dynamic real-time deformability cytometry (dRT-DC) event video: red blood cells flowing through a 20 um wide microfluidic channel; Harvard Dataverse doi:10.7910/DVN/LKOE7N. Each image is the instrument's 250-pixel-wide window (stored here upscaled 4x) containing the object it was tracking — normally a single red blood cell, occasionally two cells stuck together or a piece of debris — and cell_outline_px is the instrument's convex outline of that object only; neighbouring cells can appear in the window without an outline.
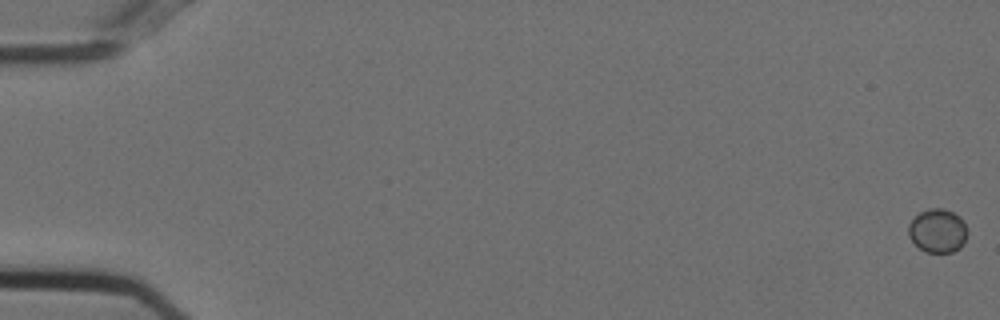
{"species": "Egyptian fruit bat (a non-hibernating species)", "species_latin": "Rousettus aegyptiacus", "temperature_condition": "cold", "stored_images_in_passage": 56, "camera_frame_rate_fps": 3000, "um_per_image_px": 0.085, "animal": {"sex": "female"}, "frame": {"image": 1, "passage_image": 1, "time_ms": 0.0, "image_size_px": [1000, 320], "cell_outline_px": [[968, 232], [964, 244], [960, 248], [952, 252], [924, 252], [908, 236], [908, 224], [920, 212], [928, 208], [944, 208], [960, 216]], "centroid_in_image_um": [79.71, 19.61], "position_along_channel_um": 5.3, "area_um2": 15.09}}
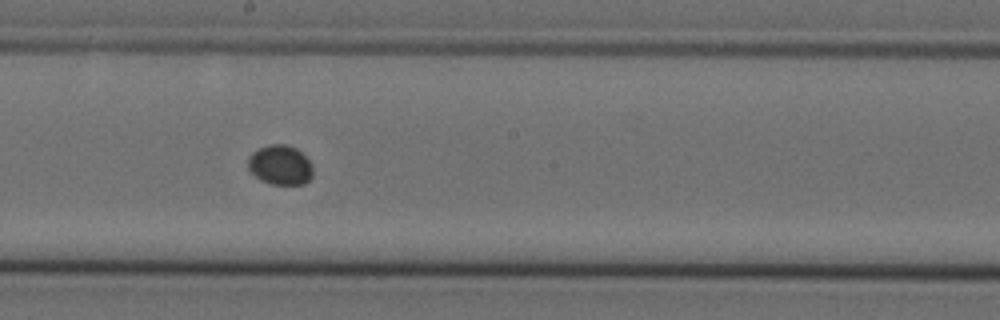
{"frame": {"image": 2, "passage_image": 32, "time_ms": 10.333, "image_size_px": [1000, 320], "cell_outline_px": [[312, 176], [304, 184], [272, 184], [260, 180], [248, 168], [248, 156], [252, 152], [268, 144], [284, 144], [296, 148], [312, 164]], "centroid_in_image_um": [23.81, 14.02], "position_along_channel_um": 224.4, "area_um2": 14.91}}
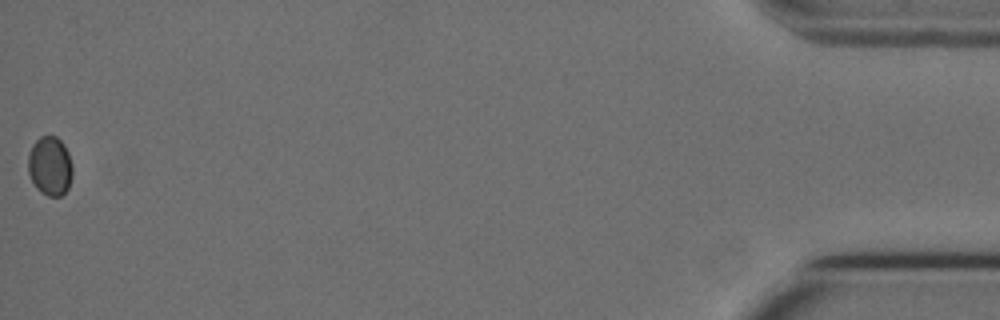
{"frame": {"image": 3, "passage_image": 56, "time_ms": 18.333, "image_size_px": [1000, 320], "cell_outline_px": [[72, 176], [68, 188], [60, 196], [48, 196], [40, 192], [36, 188], [28, 172], [28, 156], [32, 144], [40, 136], [56, 136], [64, 144], [68, 152], [72, 164]], "centroid_in_image_um": [4.25, 14.1], "position_along_channel_um": 431.0, "area_um2": 15.37}}